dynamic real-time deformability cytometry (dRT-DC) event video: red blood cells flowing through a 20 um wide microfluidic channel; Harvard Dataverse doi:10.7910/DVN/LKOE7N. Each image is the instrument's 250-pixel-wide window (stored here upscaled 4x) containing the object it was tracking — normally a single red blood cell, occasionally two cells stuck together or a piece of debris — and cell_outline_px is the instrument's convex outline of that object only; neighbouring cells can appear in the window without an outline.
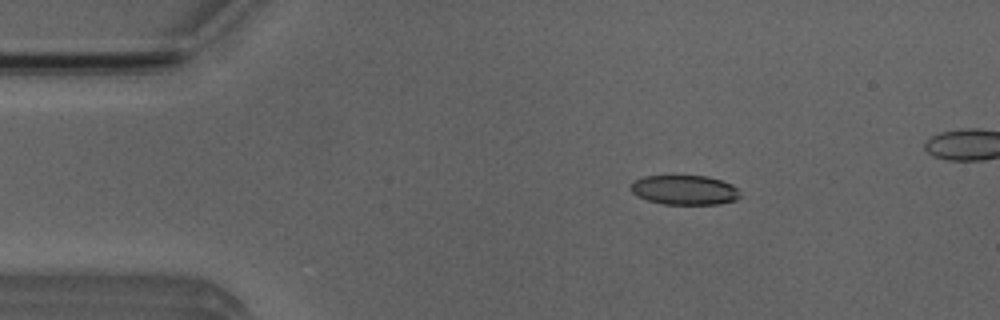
{"species": "Egyptian fruit bat (a non-hibernating species)", "species_latin": "Rousettus aegyptiacus", "temperature_condition": "room temperature", "stored_images_in_passage": 6, "camera_frame_rate_fps": 3000, "um_per_image_px": 0.085, "animal": {"sex": "male"}, "frame": {"image": 1, "passage_image": 3, "time_ms": 2.333, "image_size_px": [1000, 320], "cell_outline_px": [[740, 196], [736, 200], [720, 204], [664, 204], [648, 200], [636, 196], [632, 192], [632, 184], [636, 180], [644, 176], [708, 176], [732, 184], [736, 188]], "centroid_in_image_um": [58.2, 16.15], "position_along_channel_um": 26.8, "area_um2": 18.67}}